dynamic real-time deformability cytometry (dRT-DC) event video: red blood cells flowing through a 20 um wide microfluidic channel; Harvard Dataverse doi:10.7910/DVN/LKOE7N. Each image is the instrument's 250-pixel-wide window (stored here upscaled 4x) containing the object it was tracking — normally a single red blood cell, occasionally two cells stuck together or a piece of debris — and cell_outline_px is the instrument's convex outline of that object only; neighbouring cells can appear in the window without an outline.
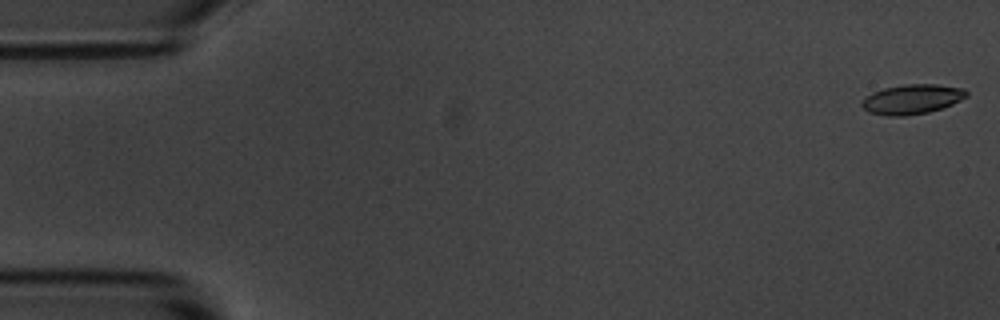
{"species": "common noctule bat (a hibernating species)", "species_latin": "Nyctalus noctula", "temperature_condition": "room temperature", "stored_images_in_passage": 50, "camera_frame_rate_fps": 3000, "um_per_image_px": 0.085, "animal": {"sex": "male", "body_mass_g": 20.1, "forearm_length_mm": 53.5}, "frame": {"image": 1, "passage_image": 1, "time_ms": 0.0, "image_size_px": [1000, 320], "cell_outline_px": [[968, 96], [952, 104], [928, 112], [904, 116], [888, 116], [868, 112], [860, 104], [864, 96], [872, 92], [884, 88], [904, 84], [936, 84], [964, 88], [968, 92]], "centroid_in_image_um": [77.5, 8.42], "position_along_channel_um": 7.5, "area_um2": 18.21}}
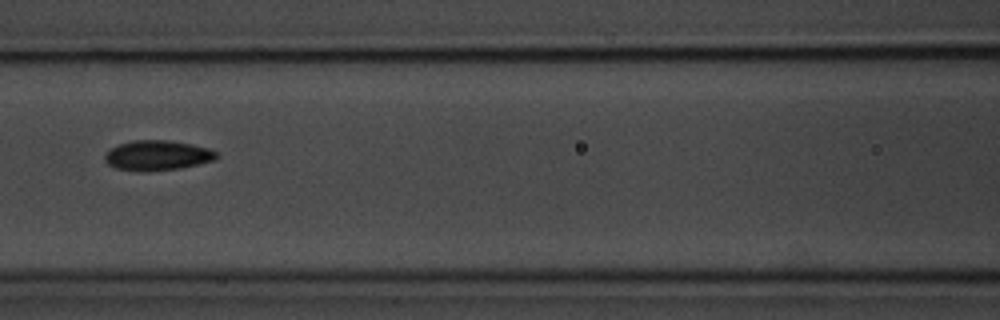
{"frame": {"image": 2, "passage_image": 24, "time_ms": 7.667, "image_size_px": [1000, 320], "cell_outline_px": [[220, 156], [212, 160], [180, 168], [140, 172], [116, 168], [108, 164], [104, 160], [104, 156], [112, 148], [120, 144], [132, 140], [168, 140], [192, 144], [208, 148], [216, 152]], "centroid_in_image_um": [13.36, 13.21], "position_along_channel_um": 153.2, "area_um2": 19.36}}
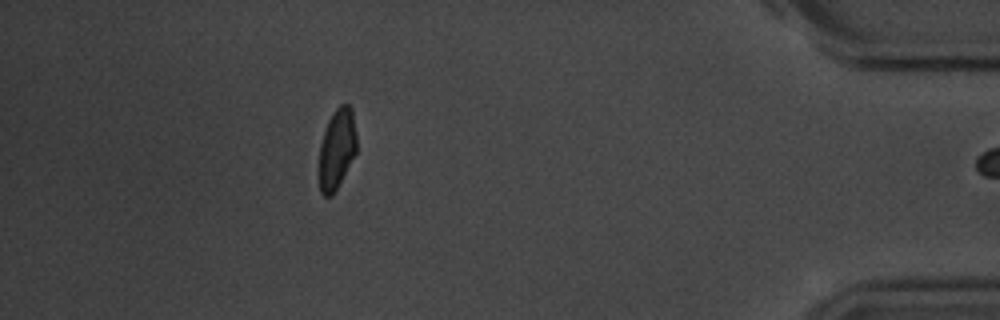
{"frame": {"image": 3, "passage_image": 49, "time_ms": 16.0, "image_size_px": [1000, 320], "cell_outline_px": [[356, 152], [332, 196], [324, 196], [320, 192], [320, 144], [328, 120], [332, 112], [340, 104], [348, 104], [352, 108], [356, 136]], "centroid_in_image_um": [28.64, 12.62], "position_along_channel_um": 406.6, "area_um2": 17.28}}